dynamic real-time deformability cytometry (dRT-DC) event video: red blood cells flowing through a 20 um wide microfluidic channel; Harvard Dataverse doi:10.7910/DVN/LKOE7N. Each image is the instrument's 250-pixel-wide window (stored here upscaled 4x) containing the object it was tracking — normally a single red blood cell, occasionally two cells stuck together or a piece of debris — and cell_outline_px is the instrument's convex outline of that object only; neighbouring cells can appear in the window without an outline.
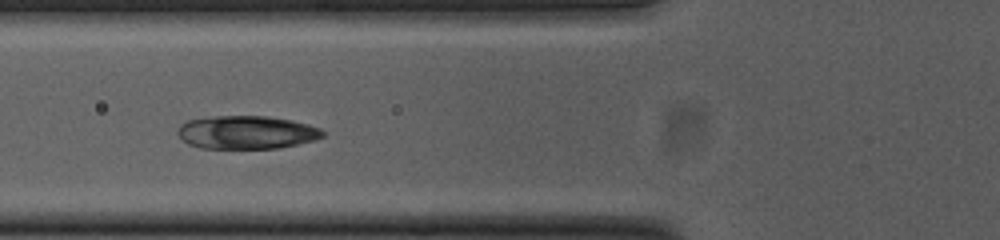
{"species": "common noctule bat (a hibernating species)", "species_latin": "Nyctalus noctula", "temperature_condition": "cold", "stored_images_in_passage": 21, "camera_frame_rate_fps": 3000, "um_per_image_px": 0.085, "animal": {"sex": "female", "body_mass_g": 23.0, "forearm_length_mm": 53.4}, "frame": {"image": 1, "passage_image": 7, "time_ms": 2.0, "image_size_px": [1000, 240], "cell_outline_px": [[324, 136], [316, 140], [276, 148], [200, 148], [188, 144], [176, 132], [180, 124], [188, 120], [216, 116], [268, 116], [292, 120], [308, 124], [320, 128], [324, 132]], "centroid_in_image_um": [20.96, 11.24], "position_along_channel_um": 104.8, "area_um2": 28.03}}
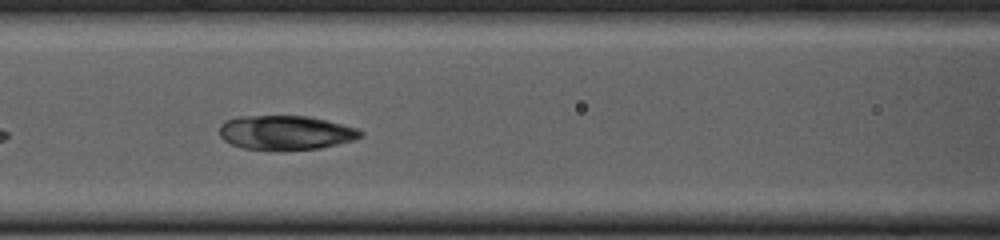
{"frame": {"image": 2, "passage_image": 10, "time_ms": 3.0, "image_size_px": [1000, 240], "cell_outline_px": [[364, 136], [356, 140], [320, 148], [280, 152], [244, 148], [232, 144], [224, 140], [220, 136], [220, 124], [224, 120], [240, 116], [308, 116], [356, 128], [364, 132]], "centroid_in_image_um": [24.28, 11.3], "position_along_channel_um": 142.3, "area_um2": 28.67}}